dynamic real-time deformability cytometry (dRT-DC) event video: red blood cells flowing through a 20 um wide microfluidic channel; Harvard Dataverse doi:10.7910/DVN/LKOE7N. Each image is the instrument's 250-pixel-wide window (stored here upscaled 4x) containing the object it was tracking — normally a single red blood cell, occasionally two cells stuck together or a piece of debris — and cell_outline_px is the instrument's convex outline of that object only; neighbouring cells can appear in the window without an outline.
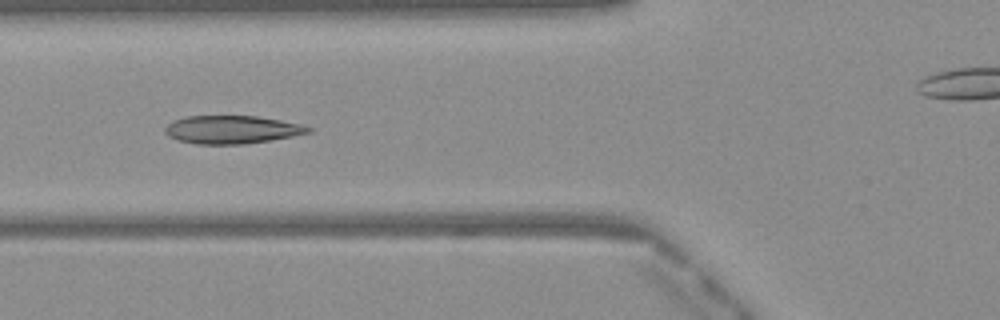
{"species": "Egyptian fruit bat (a non-hibernating species)", "species_latin": "Rousettus aegyptiacus", "temperature_condition": "warm", "stored_images_in_passage": 51, "camera_frame_rate_fps": 3000, "um_per_image_px": 0.085, "frame": {"image": 1, "passage_image": 19, "time_ms": 6.0, "image_size_px": [1000, 320], "cell_outline_px": [[312, 132], [272, 140], [244, 144], [196, 144], [180, 140], [168, 136], [164, 132], [164, 128], [172, 120], [184, 116], [256, 116], [280, 120], [300, 124], [312, 128]], "centroid_in_image_um": [19.69, 11.01], "position_along_channel_um": 106.1, "area_um2": 23.47}}
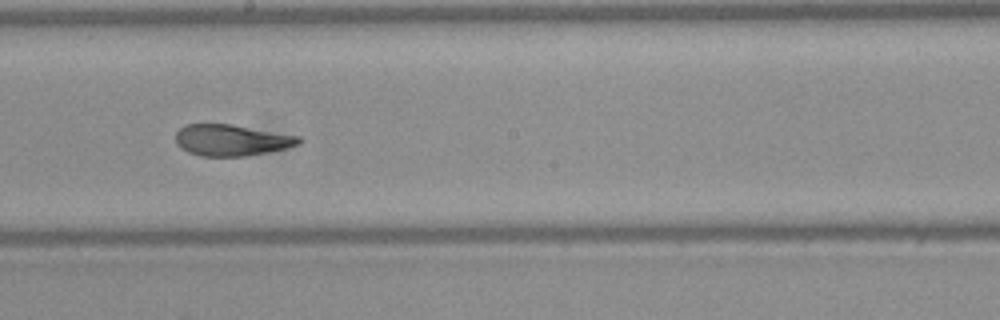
{"frame": {"image": 2, "passage_image": 28, "time_ms": 9.0, "image_size_px": [1000, 320], "cell_outline_px": [[304, 140], [300, 144], [268, 152], [244, 156], [200, 156], [188, 152], [180, 148], [176, 144], [176, 132], [184, 124], [232, 124], [300, 136]], "centroid_in_image_um": [19.67, 11.91], "position_along_channel_um": 228.5, "area_um2": 22.6}}
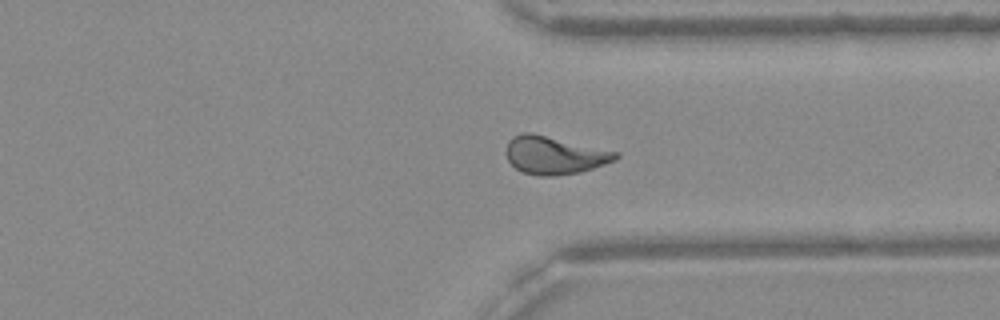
{"frame": {"image": 3, "passage_image": 38, "time_ms": 12.333, "image_size_px": [1000, 320], "cell_outline_px": [[620, 156], [616, 160], [580, 172], [556, 176], [540, 176], [520, 172], [508, 160], [508, 140], [512, 136], [524, 132], [532, 132], [620, 152]], "centroid_in_image_um": [47.15, 13.19], "position_along_channel_um": 364.2, "area_um2": 24.28}, "authors_computed_cell_mechanics": {"area_um2": 23.7558, "velocity_mm_per_s": 4.0723, "shape_relaxation_time_tau1_ms": 7.6737, "shape_relaxation_time_tau2_ms": 1.2804, "deformation_change_tau1": 0.2248, "deformation_change_tau2": 0.0732}}